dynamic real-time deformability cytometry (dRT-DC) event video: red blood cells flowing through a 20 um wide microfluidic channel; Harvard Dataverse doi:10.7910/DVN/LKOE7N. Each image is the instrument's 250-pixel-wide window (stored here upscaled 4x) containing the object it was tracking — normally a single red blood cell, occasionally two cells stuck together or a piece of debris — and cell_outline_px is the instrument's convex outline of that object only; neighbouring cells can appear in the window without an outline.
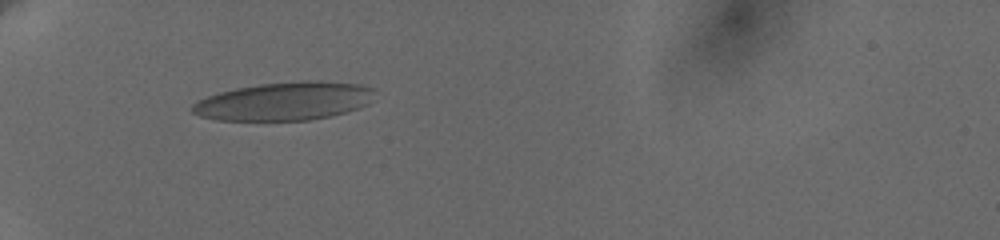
{"species": "human", "species_latin": "Homo sapiens", "temperature_condition": "cold", "stored_images_in_passage": 8, "camera_frame_rate_fps": 3000, "um_per_image_px": 0.085, "donor": {"sex": "female"}, "frame": {"image": 1, "passage_image": 2, "time_ms": 0.667, "image_size_px": [1000, 240], "cell_outline_px": [[376, 88], [368, 104], [360, 108], [328, 116], [308, 120], [216, 120], [200, 116], [192, 112], [192, 104], [208, 96], [220, 92], [236, 88], [260, 84], [300, 80], [320, 80], [360, 84]], "centroid_in_image_um": [24.2, 8.59], "position_along_channel_um": 60.8, "area_um2": 40.69}}
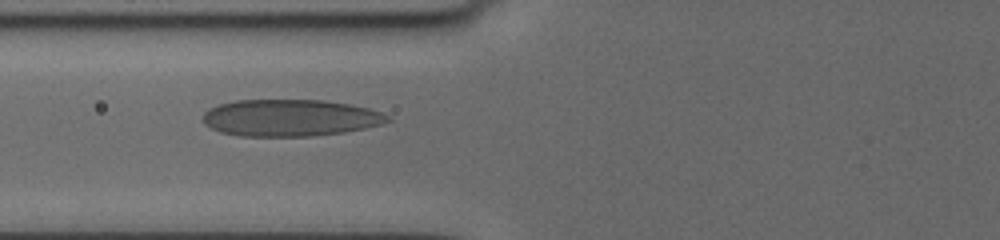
{"frame": {"image": 2, "passage_image": 7, "time_ms": 2.333, "image_size_px": [1000, 240], "cell_outline_px": [[392, 120], [380, 124], [364, 128], [344, 132], [308, 136], [240, 136], [220, 132], [204, 124], [204, 112], [208, 108], [220, 104], [236, 100], [324, 100], [348, 104], [368, 108], [392, 116]], "centroid_in_image_um": [24.66, 10.01], "position_along_channel_um": 101.1, "area_um2": 39.59}}
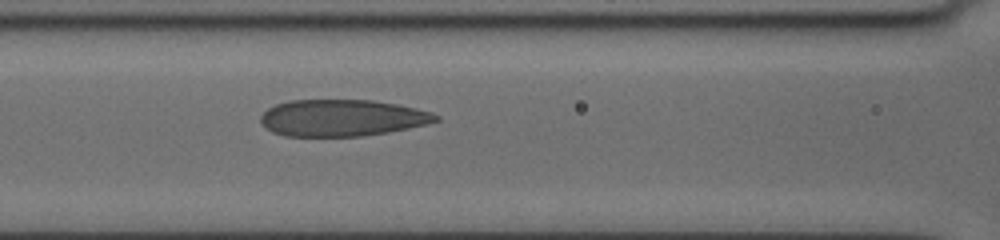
{"frame": {"image": 3, "passage_image": 8, "time_ms": 3.333, "image_size_px": [1000, 240], "cell_outline_px": [[440, 120], [428, 124], [388, 132], [360, 136], [284, 136], [272, 132], [260, 120], [260, 116], [268, 108], [276, 104], [288, 100], [372, 100], [396, 104], [416, 108], [432, 112], [440, 116]], "centroid_in_image_um": [29.1, 10.02], "position_along_channel_um": 137.5, "area_um2": 37.45}}